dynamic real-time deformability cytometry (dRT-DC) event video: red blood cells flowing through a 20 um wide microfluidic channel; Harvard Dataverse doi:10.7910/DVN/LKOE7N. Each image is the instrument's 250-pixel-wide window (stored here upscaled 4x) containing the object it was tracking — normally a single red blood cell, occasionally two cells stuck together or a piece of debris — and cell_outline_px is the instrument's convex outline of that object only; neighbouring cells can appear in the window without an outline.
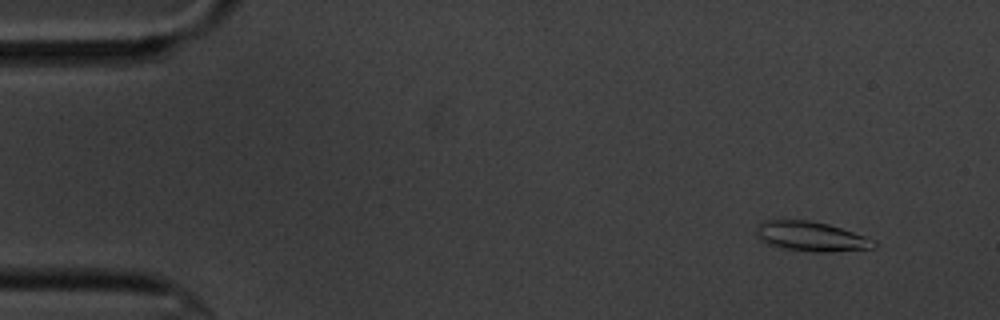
{"species": "common noctule bat (a hibernating species)", "species_latin": "Nyctalus noctula", "temperature_condition": "cold", "stored_images_in_passage": 48, "camera_frame_rate_fps": 3000, "um_per_image_px": 0.085, "animal": {"sex": "male", "body_mass_g": 20.1, "forearm_length_mm": 53.5}, "frame": {"image": 1, "passage_image": 4, "time_ms": 1.0, "image_size_px": [1000, 320], "cell_outline_px": [[876, 248], [828, 252], [816, 252], [788, 248], [768, 244], [756, 236], [756, 228], [764, 220], [808, 220], [828, 224], [876, 240]], "centroid_in_image_um": [68.97, 20.09], "position_along_channel_um": 16.0, "area_um2": 20.06}}
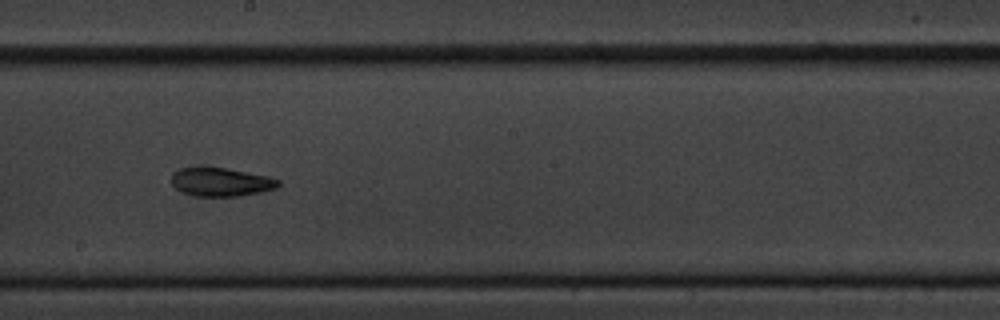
{"frame": {"image": 2, "passage_image": 31, "time_ms": 10.0, "image_size_px": [1000, 320], "cell_outline_px": [[280, 184], [276, 188], [260, 192], [236, 196], [196, 196], [180, 192], [172, 184], [172, 172], [180, 168], [224, 168], [268, 176], [280, 180]], "centroid_in_image_um": [18.77, 15.48], "position_along_channel_um": 229.4, "area_um2": 17.57}}
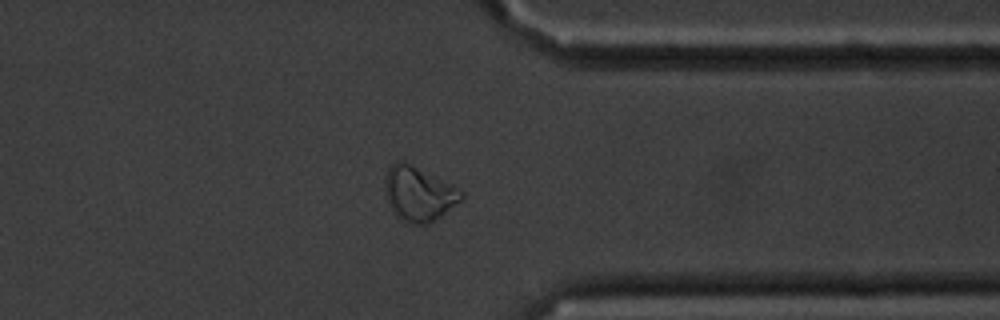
{"frame": {"image": 3, "passage_image": 44, "time_ms": 14.333, "image_size_px": [1000, 320], "cell_outline_px": [[464, 196], [460, 200], [440, 216], [428, 224], [412, 224], [400, 220], [396, 216], [388, 204], [384, 188], [384, 176], [388, 168], [396, 160], [400, 160], [412, 164], [452, 184], [464, 192]], "centroid_in_image_um": [35.54, 16.45], "position_along_channel_um": 375.9, "area_um2": 24.39}, "authors_computed_cell_mechanics": {"area_um2": 18.0625, "velocity_mm_per_s": 3.4772, "shape_relaxation_time_tau1_ms": 10.648, "shape_relaxation_time_tau2_ms": 11.1166, "deformation_change_tau1": 0.2184, "deformation_change_tau2": 0.206}}